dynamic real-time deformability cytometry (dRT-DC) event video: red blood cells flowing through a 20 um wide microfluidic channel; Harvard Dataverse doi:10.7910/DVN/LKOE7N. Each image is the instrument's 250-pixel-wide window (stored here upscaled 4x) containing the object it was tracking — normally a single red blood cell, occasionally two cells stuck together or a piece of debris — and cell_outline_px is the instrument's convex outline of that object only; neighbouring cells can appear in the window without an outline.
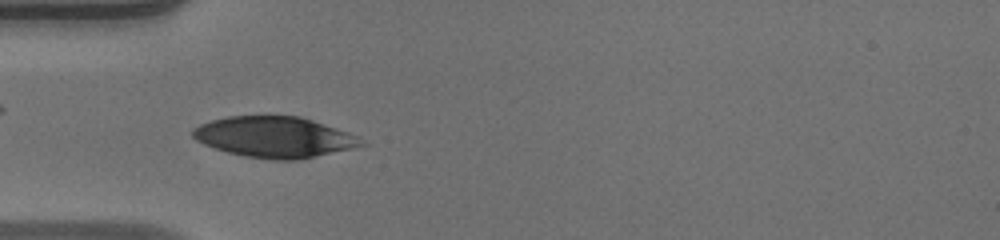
{"species": "human", "species_latin": "Homo sapiens", "temperature_condition": "warm", "stored_images_in_passage": 51, "camera_frame_rate_fps": 3000, "um_per_image_px": 0.085, "donor": {"sex": "male"}, "frame": {"image": 1, "passage_image": 16, "time_ms": 5.0, "image_size_px": [1000, 240], "cell_outline_px": [[368, 144], [352, 148], [300, 160], [272, 160], [244, 156], [228, 152], [204, 144], [196, 140], [192, 136], [192, 128], [200, 124], [212, 120], [228, 116], [300, 116], [360, 136]], "centroid_in_image_um": [23.35, 11.66], "position_along_channel_um": 61.6, "area_um2": 40.17}}
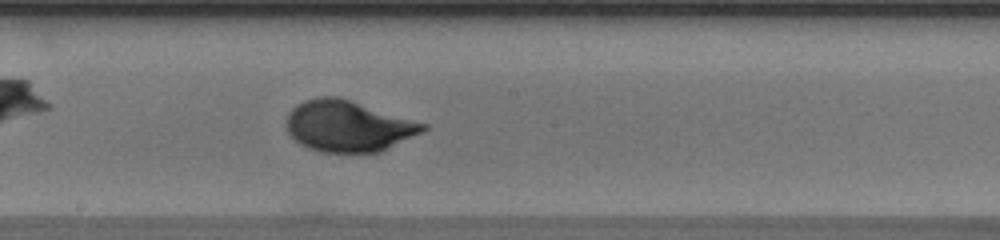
{"frame": {"image": 2, "passage_image": 28, "time_ms": 9.0, "image_size_px": [1000, 240], "cell_outline_px": [[428, 128], [380, 152], [320, 152], [308, 148], [300, 144], [288, 132], [288, 112], [296, 104], [304, 100], [320, 96], [340, 96], [428, 124]], "centroid_in_image_um": [29.58, 10.7], "position_along_channel_um": 218.6, "area_um2": 40.58}}
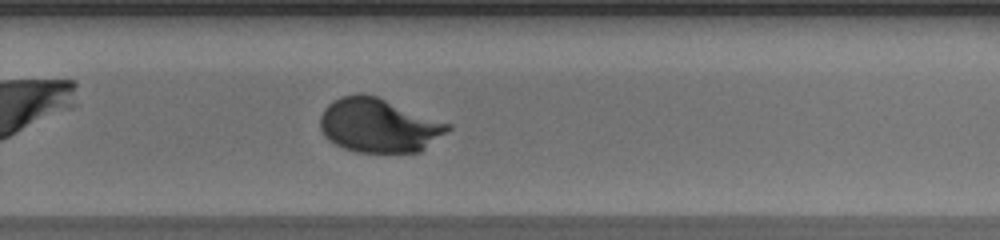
{"frame": {"image": 3, "passage_image": 34, "time_ms": 11.0, "image_size_px": [1000, 240], "cell_outline_px": [[452, 128], [420, 152], [356, 152], [344, 148], [328, 140], [324, 136], [320, 128], [320, 116], [324, 108], [332, 100], [340, 96], [360, 92], [376, 96], [452, 124]], "centroid_in_image_um": [32.17, 10.65], "position_along_channel_um": 297.6, "area_um2": 40.34}, "authors_computed_cell_mechanics": {"area_um2": 39.5352, "velocity_mm_per_s": 3.9732, "shape_relaxation_time_tau1_ms": 4.4228, "shape_relaxation_time_tau2_ms": null, "deformation_change_tau1": 0.2043, "deformation_change_tau2": null}}